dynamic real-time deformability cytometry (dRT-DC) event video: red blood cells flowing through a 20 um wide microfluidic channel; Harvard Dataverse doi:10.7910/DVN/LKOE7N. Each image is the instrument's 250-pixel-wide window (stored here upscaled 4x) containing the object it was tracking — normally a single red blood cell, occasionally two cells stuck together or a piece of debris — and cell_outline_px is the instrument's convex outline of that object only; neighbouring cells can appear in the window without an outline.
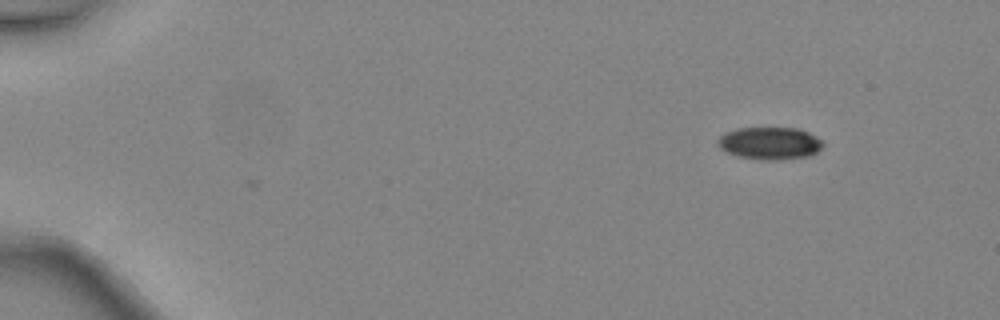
{"species": "common noctule bat (a hibernating species)", "species_latin": "Nyctalus noctula", "temperature_condition": "warm", "stored_images_in_passage": 4, "camera_frame_rate_fps": 3000, "um_per_image_px": 0.085, "animal": {"sex": "female", "body_mass_g": 24.6, "forearm_length_mm": 56.2}, "frame": {"image": 1, "passage_image": 1, "time_ms": 0.0, "image_size_px": [1000, 320], "cell_outline_px": [[824, 144], [816, 152], [808, 156], [776, 160], [760, 160], [736, 156], [720, 148], [716, 144], [716, 140], [724, 132], [736, 128], [796, 128], [808, 132], [824, 140]], "centroid_in_image_um": [65.4, 12.17], "position_along_channel_um": 19.6, "area_um2": 20.06}}
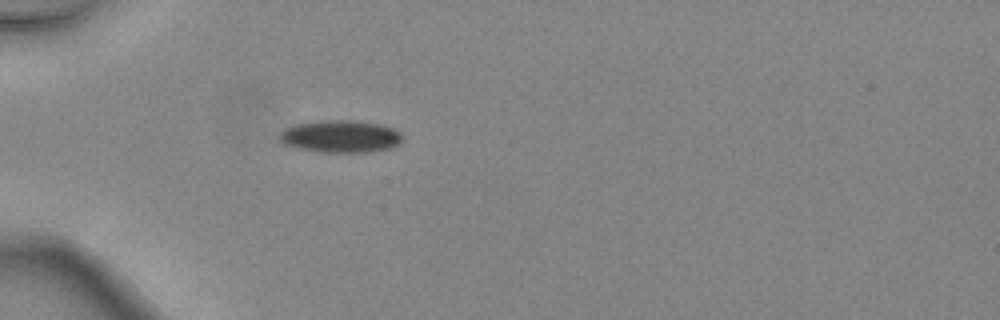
{"frame": {"image": 2, "passage_image": 4, "time_ms": 1.0, "image_size_px": [1000, 320], "cell_outline_px": [[404, 136], [396, 144], [388, 148], [368, 152], [316, 152], [296, 148], [284, 144], [280, 140], [280, 132], [296, 124], [324, 120], [348, 120], [380, 124], [392, 128], [400, 132]], "centroid_in_image_um": [28.93, 11.6], "position_along_channel_um": 56.1, "area_um2": 22.95}}